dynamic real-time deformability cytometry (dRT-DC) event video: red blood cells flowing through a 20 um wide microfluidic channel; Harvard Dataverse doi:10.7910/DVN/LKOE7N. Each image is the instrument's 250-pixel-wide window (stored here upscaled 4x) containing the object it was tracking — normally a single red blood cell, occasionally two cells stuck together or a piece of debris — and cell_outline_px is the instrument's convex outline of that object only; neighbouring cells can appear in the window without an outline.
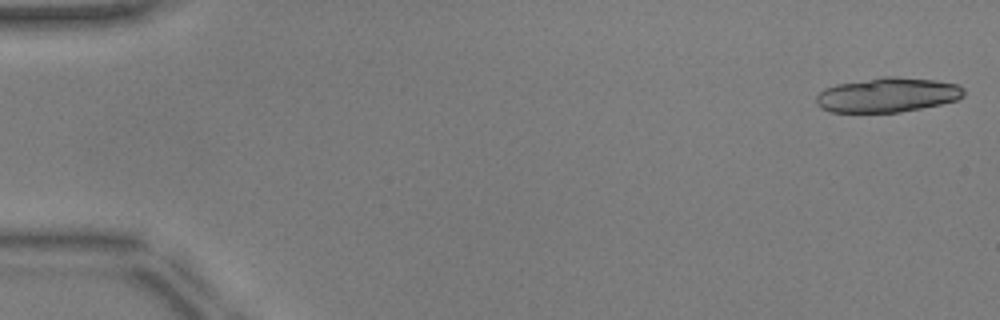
{"species": "common noctule bat (a hibernating species)", "species_latin": "Nyctalus noctula", "temperature_condition": "warm", "stored_images_in_passage": 16, "camera_frame_rate_fps": 3000, "um_per_image_px": 0.085, "animal": {"sex": "male", "body_mass_g": 17.9, "forearm_length_mm": 54.2}, "frame": {"image": 1, "passage_image": 1, "time_ms": 0.0, "image_size_px": [1000, 320], "cell_outline_px": [[964, 96], [956, 100], [940, 104], [900, 112], [828, 112], [820, 108], [816, 104], [816, 96], [824, 88], [836, 84], [884, 76], [896, 76], [936, 80], [956, 84], [964, 88]], "centroid_in_image_um": [75.41, 8.06], "position_along_channel_um": 9.6, "area_um2": 29.88}}
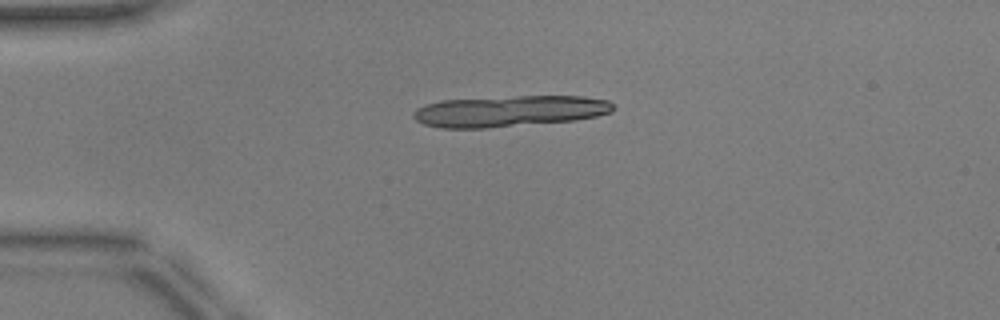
{"frame": {"image": 2, "passage_image": 12, "time_ms": 3.667, "image_size_px": [1000, 320], "cell_outline_px": [[616, 108], [612, 112], [596, 116], [576, 120], [488, 128], [440, 128], [424, 124], [416, 120], [412, 116], [412, 112], [416, 108], [424, 104], [440, 100], [516, 96], [584, 96], [608, 100]], "centroid_in_image_um": [43.28, 9.44], "position_along_channel_um": 41.7, "area_um2": 36.59}}